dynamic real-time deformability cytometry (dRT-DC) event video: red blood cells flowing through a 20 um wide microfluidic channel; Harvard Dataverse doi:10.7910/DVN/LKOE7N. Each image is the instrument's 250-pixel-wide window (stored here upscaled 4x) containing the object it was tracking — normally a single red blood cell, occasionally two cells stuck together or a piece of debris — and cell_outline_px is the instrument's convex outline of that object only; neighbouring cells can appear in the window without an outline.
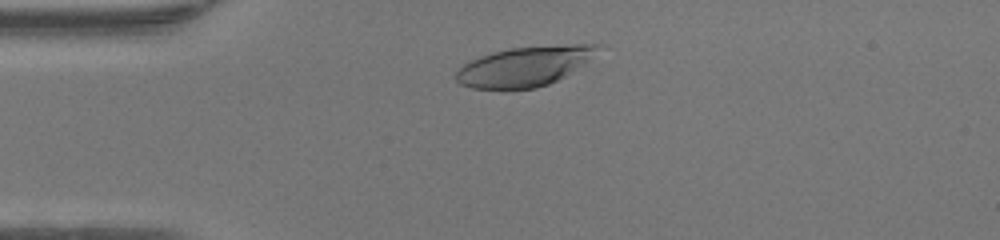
{"species": "human", "species_latin": "Homo sapiens", "temperature_condition": "warm", "stored_images_in_passage": 35, "camera_frame_rate_fps": 3000, "um_per_image_px": 0.085, "donor": {"sex": "female"}, "frame": {"image": 1, "passage_image": 5, "time_ms": 1.333, "image_size_px": [1000, 240], "cell_outline_px": [[604, 44], [580, 64], [564, 76], [548, 84], [536, 88], [472, 88], [460, 84], [456, 80], [456, 72], [468, 60], [492, 52], [512, 48], [572, 44]], "centroid_in_image_um": [44.51, 5.63], "position_along_channel_um": 40.5, "area_um2": 31.91}}
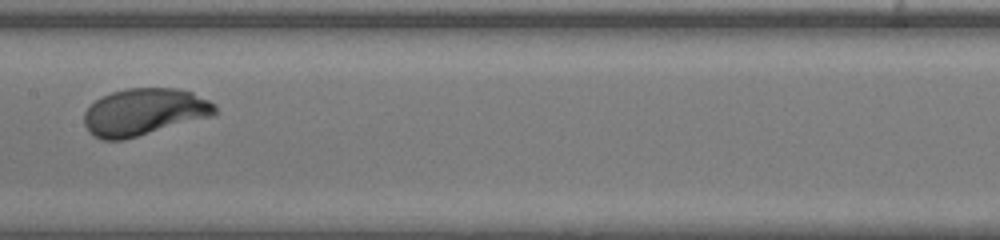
{"frame": {"image": 2, "passage_image": 18, "time_ms": 5.667, "image_size_px": [1000, 240], "cell_outline_px": [[220, 112], [216, 116], [124, 140], [100, 140], [88, 132], [84, 124], [84, 112], [96, 100], [112, 92], [128, 88], [176, 88], [192, 92], [216, 104]], "centroid_in_image_um": [12.31, 9.54], "position_along_channel_um": 195.1, "area_um2": 36.41}}
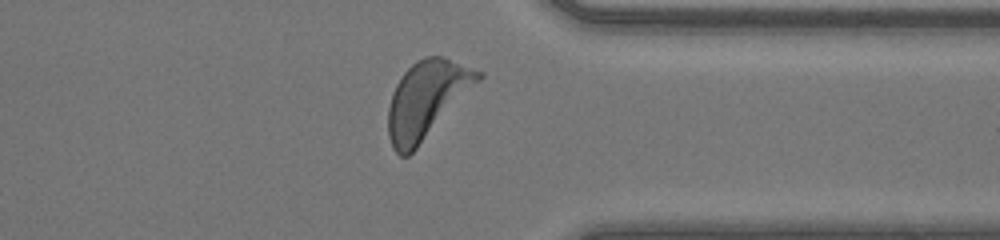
{"frame": {"image": 3, "passage_image": 31, "time_ms": 10.0, "image_size_px": [1000, 240], "cell_outline_px": [[484, 76], [416, 148], [408, 156], [400, 156], [392, 148], [388, 136], [388, 108], [392, 92], [396, 84], [404, 72], [416, 60], [424, 56], [440, 56], [484, 72]], "centroid_in_image_um": [36.24, 8.45], "position_along_channel_um": 375.2, "area_um2": 39.88}, "authors_computed_cell_mechanics": {"area_um2": 35.6626, "velocity_mm_per_s": 4.272, "shape_relaxation_time_tau1_ms": 1.9799, "shape_relaxation_time_tau2_ms": null, "deformation_change_tau1": 0.1421, "deformation_change_tau2": null}}